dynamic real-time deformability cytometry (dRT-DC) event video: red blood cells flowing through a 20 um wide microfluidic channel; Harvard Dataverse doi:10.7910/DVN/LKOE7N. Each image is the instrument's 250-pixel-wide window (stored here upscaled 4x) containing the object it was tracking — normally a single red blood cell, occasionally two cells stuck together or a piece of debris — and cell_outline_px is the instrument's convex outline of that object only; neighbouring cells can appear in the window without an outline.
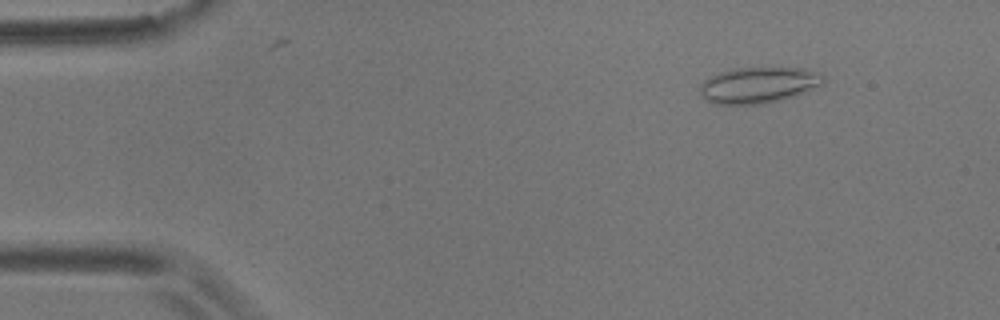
{"species": "common noctule bat (a hibernating species)", "species_latin": "Nyctalus noctula", "temperature_condition": "room temperature", "stored_images_in_passage": 53, "camera_frame_rate_fps": 3000, "um_per_image_px": 0.085, "animal": {"sex": "male", "body_mass_g": 17.9}, "frame": {"image": 1, "passage_image": 7, "time_ms": 2.0, "image_size_px": [1000, 320], "cell_outline_px": [[824, 80], [820, 84], [792, 96], [760, 104], [716, 104], [708, 100], [700, 92], [700, 84], [704, 80], [720, 72], [732, 68], [804, 68], [820, 72], [824, 76]], "centroid_in_image_um": [64.44, 7.21], "position_along_channel_um": 20.6, "area_um2": 25.37}}
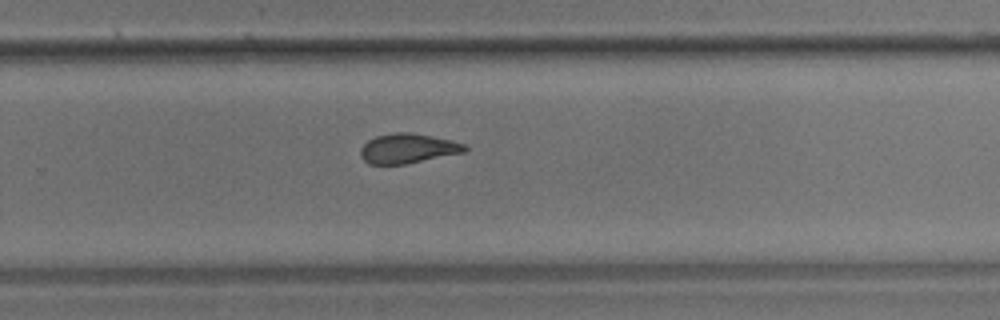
{"frame": {"image": 2, "passage_image": 37, "time_ms": 12.0, "image_size_px": [1000, 320], "cell_outline_px": [[468, 148], [464, 152], [404, 164], [368, 164], [360, 156], [360, 148], [368, 140], [376, 136], [396, 132], [412, 132], [452, 140], [464, 144]], "centroid_in_image_um": [34.64, 12.61], "position_along_channel_um": 295.2, "area_um2": 17.98}}
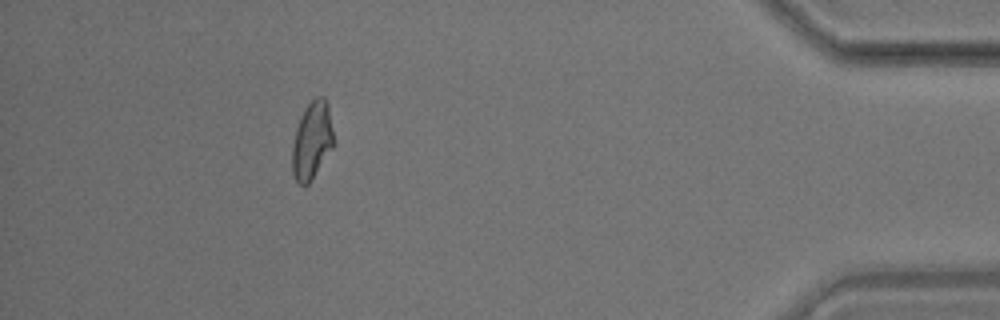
{"frame": {"image": 3, "passage_image": 51, "time_ms": 16.667, "image_size_px": [1000, 320], "cell_outline_px": [[332, 148], [308, 184], [300, 184], [296, 180], [292, 172], [292, 144], [296, 128], [300, 116], [304, 108], [316, 96], [324, 96], [328, 104], [332, 132]], "centroid_in_image_um": [26.49, 11.91], "position_along_channel_um": 408.7, "area_um2": 18.38}}